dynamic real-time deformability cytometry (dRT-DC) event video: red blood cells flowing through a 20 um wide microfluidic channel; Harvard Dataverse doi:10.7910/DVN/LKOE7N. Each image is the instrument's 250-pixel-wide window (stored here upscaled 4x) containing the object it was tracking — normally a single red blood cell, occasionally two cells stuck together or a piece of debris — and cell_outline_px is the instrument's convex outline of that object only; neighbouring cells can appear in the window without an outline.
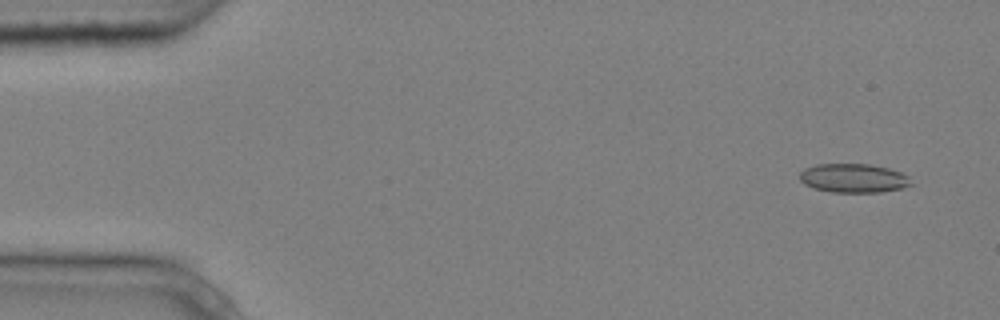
{"species": "common noctule bat (a hibernating species)", "species_latin": "Nyctalus noctula", "temperature_condition": "cold", "stored_images_in_passage": 4, "camera_frame_rate_fps": 3000, "um_per_image_px": 0.085, "animal": {"sex": "male", "body_mass_g": 20.4}, "frame": {"image": 1, "passage_image": 1, "time_ms": 0.0, "image_size_px": [1000, 320], "cell_outline_px": [[912, 184], [900, 188], [880, 192], [832, 192], [812, 188], [804, 184], [800, 180], [800, 172], [804, 168], [816, 164], [868, 164], [888, 168], [900, 172], [908, 176]], "centroid_in_image_um": [72.5, 15.14], "position_along_channel_um": 12.5, "area_um2": 18.73}}